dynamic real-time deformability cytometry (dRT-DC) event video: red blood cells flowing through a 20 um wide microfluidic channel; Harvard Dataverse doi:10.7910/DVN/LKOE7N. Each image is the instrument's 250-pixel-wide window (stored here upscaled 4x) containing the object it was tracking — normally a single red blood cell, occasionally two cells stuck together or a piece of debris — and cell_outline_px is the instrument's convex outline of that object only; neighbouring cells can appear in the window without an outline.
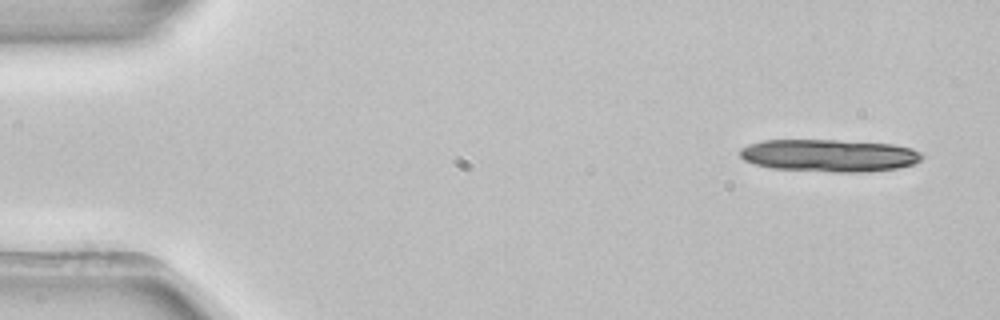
{"species": "common noctule bat (a hibernating species)", "species_latin": "Nyctalus noctula", "temperature_condition": "room temperature", "stored_images_in_passage": 3, "camera_frame_rate_fps": 3000, "um_per_image_px": 0.085, "animal": {"sex": "female", "body_mass_g": 22.7, "forearm_length_mm": 54.2}, "frame": {"image": 1, "passage_image": 1, "time_ms": 0.0, "image_size_px": [1000, 320], "cell_outline_px": [[924, 156], [920, 160], [912, 164], [896, 168], [868, 172], [832, 172], [772, 168], [756, 164], [744, 160], [740, 156], [740, 148], [748, 144], [764, 140], [836, 140], [892, 144], [912, 148], [920, 152]], "centroid_in_image_um": [70.48, 13.21], "position_along_channel_um": 14.5, "area_um2": 34.39}}